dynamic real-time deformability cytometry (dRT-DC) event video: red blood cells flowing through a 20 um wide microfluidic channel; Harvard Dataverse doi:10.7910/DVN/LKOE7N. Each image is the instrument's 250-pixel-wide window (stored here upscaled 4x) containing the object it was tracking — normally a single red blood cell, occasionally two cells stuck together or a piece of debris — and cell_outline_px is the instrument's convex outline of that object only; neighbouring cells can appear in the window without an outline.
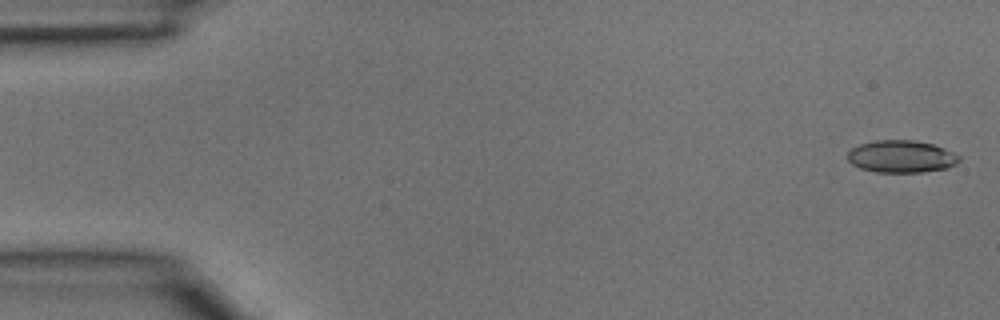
{"species": "common noctule bat (a hibernating species)", "species_latin": "Nyctalus noctula", "temperature_condition": "room temperature", "stored_images_in_passage": 3, "camera_frame_rate_fps": 3000, "um_per_image_px": 0.085, "animal": {"sex": "male", "body_mass_g": 15.6}, "frame": {"image": 1, "passage_image": 1, "time_ms": 0.0, "image_size_px": [1000, 320], "cell_outline_px": [[960, 160], [956, 164], [948, 168], [920, 172], [876, 172], [860, 168], [852, 164], [848, 160], [848, 152], [852, 148], [860, 144], [872, 140], [912, 140], [932, 144], [944, 148], [960, 156]], "centroid_in_image_um": [76.61, 13.3], "position_along_channel_um": 8.4, "area_um2": 20.98}}